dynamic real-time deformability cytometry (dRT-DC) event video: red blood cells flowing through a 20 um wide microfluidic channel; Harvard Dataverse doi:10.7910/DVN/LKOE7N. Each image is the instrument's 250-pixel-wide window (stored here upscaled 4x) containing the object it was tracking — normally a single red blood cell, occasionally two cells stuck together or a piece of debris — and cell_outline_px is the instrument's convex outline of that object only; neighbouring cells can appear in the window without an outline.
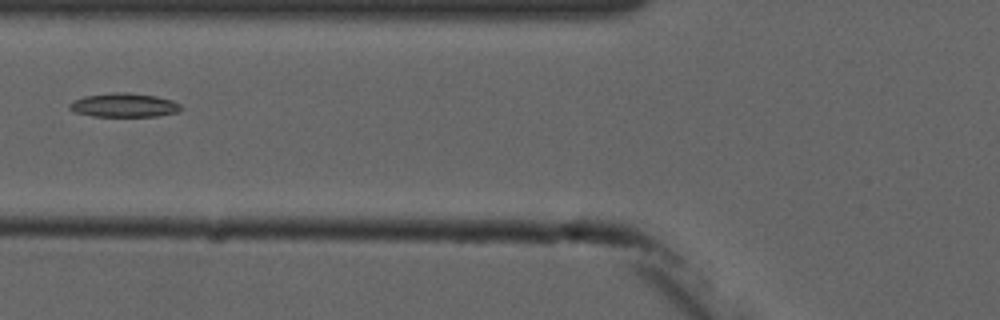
{"species": "common noctule bat (a hibernating species)", "species_latin": "Nyctalus noctula", "temperature_condition": "cold", "stored_images_in_passage": 3, "camera_frame_rate_fps": 3000, "um_per_image_px": 0.085, "animal": {"sex": "male", "forearm_length_mm": 52.5}, "frame": {"image": 1, "passage_image": 3, "time_ms": 2.333, "image_size_px": [1000, 320], "cell_outline_px": [[180, 108], [176, 112], [156, 116], [92, 116], [76, 112], [68, 108], [68, 104], [72, 100], [84, 96], [112, 92], [128, 92], [156, 96], [172, 100], [180, 104]], "centroid_in_image_um": [10.49, 8.92], "position_along_channel_um": 115.3, "area_um2": 15.49}}